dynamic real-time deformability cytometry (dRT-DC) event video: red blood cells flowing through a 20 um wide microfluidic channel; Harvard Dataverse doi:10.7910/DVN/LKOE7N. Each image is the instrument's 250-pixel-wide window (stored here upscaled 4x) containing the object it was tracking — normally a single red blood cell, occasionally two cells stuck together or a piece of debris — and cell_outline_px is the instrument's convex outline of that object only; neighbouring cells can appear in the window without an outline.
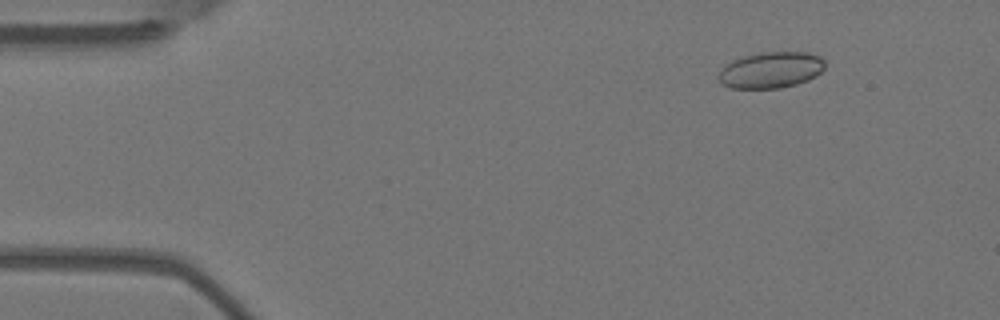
{"species": "Egyptian fruit bat (a non-hibernating species)", "species_latin": "Rousettus aegyptiacus", "temperature_condition": "warm", "stored_images_in_passage": 4, "camera_frame_rate_fps": 3000, "um_per_image_px": 0.085, "animal": {"sex": "female"}, "frame": {"image": 1, "passage_image": 2, "time_ms": 0.333, "image_size_px": [1000, 320], "cell_outline_px": [[824, 68], [816, 76], [808, 80], [796, 84], [780, 88], [732, 88], [724, 84], [716, 76], [732, 60], [744, 56], [760, 52], [808, 52], [820, 56], [824, 60]], "centroid_in_image_um": [65.56, 5.94], "position_along_channel_um": 19.4, "area_um2": 22.31}}